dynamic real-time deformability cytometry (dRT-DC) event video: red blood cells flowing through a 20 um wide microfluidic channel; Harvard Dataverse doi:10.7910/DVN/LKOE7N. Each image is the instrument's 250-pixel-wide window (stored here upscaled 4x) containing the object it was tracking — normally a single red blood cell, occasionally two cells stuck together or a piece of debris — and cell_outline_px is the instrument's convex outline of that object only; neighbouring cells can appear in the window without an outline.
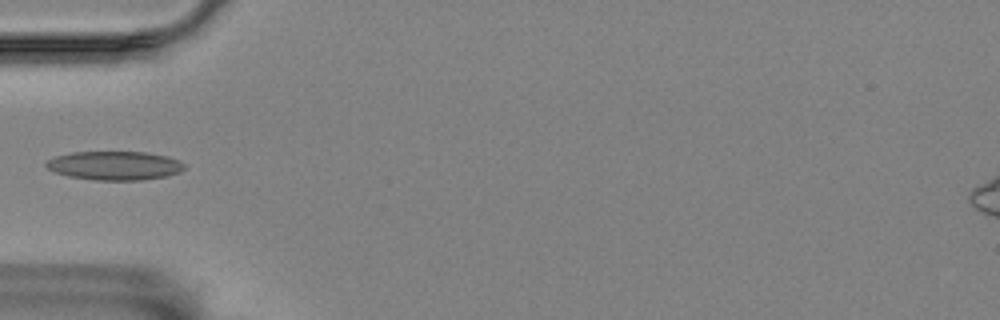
{"species": "Egyptian fruit bat (a non-hibernating species)", "species_latin": "Rousettus aegyptiacus", "temperature_condition": "room temperature", "stored_images_in_passage": 5, "camera_frame_rate_fps": 3000, "um_per_image_px": 0.085, "animal": {"sex": "female"}, "frame": {"image": 1, "passage_image": 5, "time_ms": 4.667, "image_size_px": [1000, 320], "cell_outline_px": [[184, 168], [180, 172], [168, 176], [140, 180], [96, 180], [68, 176], [56, 172], [48, 168], [44, 164], [48, 160], [56, 156], [72, 152], [148, 152], [168, 156], [180, 160], [184, 164]], "centroid_in_image_um": [9.78, 14.07], "position_along_channel_um": 75.2, "area_um2": 23.24}}